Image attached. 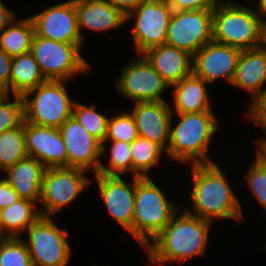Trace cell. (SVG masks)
Masks as SVG:
<instances>
[{
  "label": "cell",
  "mask_w": 266,
  "mask_h": 266,
  "mask_svg": "<svg viewBox=\"0 0 266 266\" xmlns=\"http://www.w3.org/2000/svg\"><path fill=\"white\" fill-rule=\"evenodd\" d=\"M45 167L36 159L27 157L4 171L5 180L20 198L40 201L42 179ZM7 177V178H6Z\"/></svg>",
  "instance_id": "23"
},
{
  "label": "cell",
  "mask_w": 266,
  "mask_h": 266,
  "mask_svg": "<svg viewBox=\"0 0 266 266\" xmlns=\"http://www.w3.org/2000/svg\"><path fill=\"white\" fill-rule=\"evenodd\" d=\"M133 158V177H150L149 171L159 165L162 155L166 152L156 143L138 136L131 143Z\"/></svg>",
  "instance_id": "29"
},
{
  "label": "cell",
  "mask_w": 266,
  "mask_h": 266,
  "mask_svg": "<svg viewBox=\"0 0 266 266\" xmlns=\"http://www.w3.org/2000/svg\"><path fill=\"white\" fill-rule=\"evenodd\" d=\"M111 147H107L106 143L101 144V155L108 158V151L110 159L108 166L100 164L97 174L104 176H124L131 173L133 177V158L131 155V143L123 141H109Z\"/></svg>",
  "instance_id": "28"
},
{
  "label": "cell",
  "mask_w": 266,
  "mask_h": 266,
  "mask_svg": "<svg viewBox=\"0 0 266 266\" xmlns=\"http://www.w3.org/2000/svg\"><path fill=\"white\" fill-rule=\"evenodd\" d=\"M176 114L180 120L174 126L172 114L166 154L183 165L215 162L208 154L211 139L220 128L214 111Z\"/></svg>",
  "instance_id": "3"
},
{
  "label": "cell",
  "mask_w": 266,
  "mask_h": 266,
  "mask_svg": "<svg viewBox=\"0 0 266 266\" xmlns=\"http://www.w3.org/2000/svg\"><path fill=\"white\" fill-rule=\"evenodd\" d=\"M189 167L192 187L188 200L194 213L188 208L185 211L212 223L216 219L242 221L245 216L241 201L222 167L216 162L192 164Z\"/></svg>",
  "instance_id": "1"
},
{
  "label": "cell",
  "mask_w": 266,
  "mask_h": 266,
  "mask_svg": "<svg viewBox=\"0 0 266 266\" xmlns=\"http://www.w3.org/2000/svg\"><path fill=\"white\" fill-rule=\"evenodd\" d=\"M37 206L36 202L21 198L2 209L3 238L21 237L20 234H24L42 216Z\"/></svg>",
  "instance_id": "25"
},
{
  "label": "cell",
  "mask_w": 266,
  "mask_h": 266,
  "mask_svg": "<svg viewBox=\"0 0 266 266\" xmlns=\"http://www.w3.org/2000/svg\"><path fill=\"white\" fill-rule=\"evenodd\" d=\"M12 57L0 48V87L10 94Z\"/></svg>",
  "instance_id": "37"
},
{
  "label": "cell",
  "mask_w": 266,
  "mask_h": 266,
  "mask_svg": "<svg viewBox=\"0 0 266 266\" xmlns=\"http://www.w3.org/2000/svg\"><path fill=\"white\" fill-rule=\"evenodd\" d=\"M35 28L30 16L14 19L0 32V48L14 57L30 52Z\"/></svg>",
  "instance_id": "26"
},
{
  "label": "cell",
  "mask_w": 266,
  "mask_h": 266,
  "mask_svg": "<svg viewBox=\"0 0 266 266\" xmlns=\"http://www.w3.org/2000/svg\"><path fill=\"white\" fill-rule=\"evenodd\" d=\"M89 173L80 168H46L43 174L39 210L43 217H52L76 200L90 187ZM44 208V209H43Z\"/></svg>",
  "instance_id": "8"
},
{
  "label": "cell",
  "mask_w": 266,
  "mask_h": 266,
  "mask_svg": "<svg viewBox=\"0 0 266 266\" xmlns=\"http://www.w3.org/2000/svg\"><path fill=\"white\" fill-rule=\"evenodd\" d=\"M72 116L101 144L105 141L110 116L97 112L93 104L86 106L77 101L74 103Z\"/></svg>",
  "instance_id": "30"
},
{
  "label": "cell",
  "mask_w": 266,
  "mask_h": 266,
  "mask_svg": "<svg viewBox=\"0 0 266 266\" xmlns=\"http://www.w3.org/2000/svg\"><path fill=\"white\" fill-rule=\"evenodd\" d=\"M172 14L166 0H143L127 15V23L135 21L130 28L137 55L165 44Z\"/></svg>",
  "instance_id": "10"
},
{
  "label": "cell",
  "mask_w": 266,
  "mask_h": 266,
  "mask_svg": "<svg viewBox=\"0 0 266 266\" xmlns=\"http://www.w3.org/2000/svg\"><path fill=\"white\" fill-rule=\"evenodd\" d=\"M255 155L256 158L254 157L253 162L248 164L249 169L243 177L246 180L247 190H250L249 192L260 204L266 215V161L257 153Z\"/></svg>",
  "instance_id": "33"
},
{
  "label": "cell",
  "mask_w": 266,
  "mask_h": 266,
  "mask_svg": "<svg viewBox=\"0 0 266 266\" xmlns=\"http://www.w3.org/2000/svg\"><path fill=\"white\" fill-rule=\"evenodd\" d=\"M107 212L124 230L133 236L134 200L136 177L127 182L123 176H104L94 174Z\"/></svg>",
  "instance_id": "13"
},
{
  "label": "cell",
  "mask_w": 266,
  "mask_h": 266,
  "mask_svg": "<svg viewBox=\"0 0 266 266\" xmlns=\"http://www.w3.org/2000/svg\"><path fill=\"white\" fill-rule=\"evenodd\" d=\"M17 16L16 11L7 7L3 0H0V32H2Z\"/></svg>",
  "instance_id": "39"
},
{
  "label": "cell",
  "mask_w": 266,
  "mask_h": 266,
  "mask_svg": "<svg viewBox=\"0 0 266 266\" xmlns=\"http://www.w3.org/2000/svg\"><path fill=\"white\" fill-rule=\"evenodd\" d=\"M136 122L129 110L111 115L108 121L107 136L103 143L108 141H123L132 143L137 137Z\"/></svg>",
  "instance_id": "32"
},
{
  "label": "cell",
  "mask_w": 266,
  "mask_h": 266,
  "mask_svg": "<svg viewBox=\"0 0 266 266\" xmlns=\"http://www.w3.org/2000/svg\"><path fill=\"white\" fill-rule=\"evenodd\" d=\"M0 266H33L22 236L0 238Z\"/></svg>",
  "instance_id": "31"
},
{
  "label": "cell",
  "mask_w": 266,
  "mask_h": 266,
  "mask_svg": "<svg viewBox=\"0 0 266 266\" xmlns=\"http://www.w3.org/2000/svg\"><path fill=\"white\" fill-rule=\"evenodd\" d=\"M222 0H166L173 11L214 9Z\"/></svg>",
  "instance_id": "36"
},
{
  "label": "cell",
  "mask_w": 266,
  "mask_h": 266,
  "mask_svg": "<svg viewBox=\"0 0 266 266\" xmlns=\"http://www.w3.org/2000/svg\"><path fill=\"white\" fill-rule=\"evenodd\" d=\"M262 21L255 9L233 0L221 1L213 9V41L240 50L258 48Z\"/></svg>",
  "instance_id": "5"
},
{
  "label": "cell",
  "mask_w": 266,
  "mask_h": 266,
  "mask_svg": "<svg viewBox=\"0 0 266 266\" xmlns=\"http://www.w3.org/2000/svg\"><path fill=\"white\" fill-rule=\"evenodd\" d=\"M30 17L37 36L69 44H83L74 0L56 3Z\"/></svg>",
  "instance_id": "14"
},
{
  "label": "cell",
  "mask_w": 266,
  "mask_h": 266,
  "mask_svg": "<svg viewBox=\"0 0 266 266\" xmlns=\"http://www.w3.org/2000/svg\"><path fill=\"white\" fill-rule=\"evenodd\" d=\"M0 238H3V226H2L1 209H0Z\"/></svg>",
  "instance_id": "44"
},
{
  "label": "cell",
  "mask_w": 266,
  "mask_h": 266,
  "mask_svg": "<svg viewBox=\"0 0 266 266\" xmlns=\"http://www.w3.org/2000/svg\"><path fill=\"white\" fill-rule=\"evenodd\" d=\"M207 86V82L193 73L170 86L173 98V106H170L172 113L214 111Z\"/></svg>",
  "instance_id": "22"
},
{
  "label": "cell",
  "mask_w": 266,
  "mask_h": 266,
  "mask_svg": "<svg viewBox=\"0 0 266 266\" xmlns=\"http://www.w3.org/2000/svg\"><path fill=\"white\" fill-rule=\"evenodd\" d=\"M67 151V167L97 174L101 164V143L72 116L60 127Z\"/></svg>",
  "instance_id": "16"
},
{
  "label": "cell",
  "mask_w": 266,
  "mask_h": 266,
  "mask_svg": "<svg viewBox=\"0 0 266 266\" xmlns=\"http://www.w3.org/2000/svg\"><path fill=\"white\" fill-rule=\"evenodd\" d=\"M5 95H7L6 91H5L2 87H0V100H1Z\"/></svg>",
  "instance_id": "45"
},
{
  "label": "cell",
  "mask_w": 266,
  "mask_h": 266,
  "mask_svg": "<svg viewBox=\"0 0 266 266\" xmlns=\"http://www.w3.org/2000/svg\"><path fill=\"white\" fill-rule=\"evenodd\" d=\"M46 81L31 52L12 57L10 95L23 96Z\"/></svg>",
  "instance_id": "24"
},
{
  "label": "cell",
  "mask_w": 266,
  "mask_h": 266,
  "mask_svg": "<svg viewBox=\"0 0 266 266\" xmlns=\"http://www.w3.org/2000/svg\"><path fill=\"white\" fill-rule=\"evenodd\" d=\"M143 55L169 86L192 74L193 56L184 50L162 44Z\"/></svg>",
  "instance_id": "21"
},
{
  "label": "cell",
  "mask_w": 266,
  "mask_h": 266,
  "mask_svg": "<svg viewBox=\"0 0 266 266\" xmlns=\"http://www.w3.org/2000/svg\"><path fill=\"white\" fill-rule=\"evenodd\" d=\"M164 191L151 177H136L133 238L141 245L142 250L178 212V206L169 200Z\"/></svg>",
  "instance_id": "4"
},
{
  "label": "cell",
  "mask_w": 266,
  "mask_h": 266,
  "mask_svg": "<svg viewBox=\"0 0 266 266\" xmlns=\"http://www.w3.org/2000/svg\"><path fill=\"white\" fill-rule=\"evenodd\" d=\"M66 80H47L22 96L24 121L59 128L72 117L75 100L67 92Z\"/></svg>",
  "instance_id": "6"
},
{
  "label": "cell",
  "mask_w": 266,
  "mask_h": 266,
  "mask_svg": "<svg viewBox=\"0 0 266 266\" xmlns=\"http://www.w3.org/2000/svg\"><path fill=\"white\" fill-rule=\"evenodd\" d=\"M213 40V9L173 11L165 44L194 56Z\"/></svg>",
  "instance_id": "11"
},
{
  "label": "cell",
  "mask_w": 266,
  "mask_h": 266,
  "mask_svg": "<svg viewBox=\"0 0 266 266\" xmlns=\"http://www.w3.org/2000/svg\"><path fill=\"white\" fill-rule=\"evenodd\" d=\"M126 16L132 12L143 0H108Z\"/></svg>",
  "instance_id": "40"
},
{
  "label": "cell",
  "mask_w": 266,
  "mask_h": 266,
  "mask_svg": "<svg viewBox=\"0 0 266 266\" xmlns=\"http://www.w3.org/2000/svg\"><path fill=\"white\" fill-rule=\"evenodd\" d=\"M260 47L266 50V20L262 21L261 25V45Z\"/></svg>",
  "instance_id": "43"
},
{
  "label": "cell",
  "mask_w": 266,
  "mask_h": 266,
  "mask_svg": "<svg viewBox=\"0 0 266 266\" xmlns=\"http://www.w3.org/2000/svg\"><path fill=\"white\" fill-rule=\"evenodd\" d=\"M244 116L248 121H251L259 127L266 123V85L257 100L247 107Z\"/></svg>",
  "instance_id": "35"
},
{
  "label": "cell",
  "mask_w": 266,
  "mask_h": 266,
  "mask_svg": "<svg viewBox=\"0 0 266 266\" xmlns=\"http://www.w3.org/2000/svg\"><path fill=\"white\" fill-rule=\"evenodd\" d=\"M214 223L191 215L185 210L173 216L170 223L144 249L147 266H168L206 256L209 230Z\"/></svg>",
  "instance_id": "2"
},
{
  "label": "cell",
  "mask_w": 266,
  "mask_h": 266,
  "mask_svg": "<svg viewBox=\"0 0 266 266\" xmlns=\"http://www.w3.org/2000/svg\"><path fill=\"white\" fill-rule=\"evenodd\" d=\"M266 84V50L261 47L242 50L231 83L251 95L248 107L262 94Z\"/></svg>",
  "instance_id": "20"
},
{
  "label": "cell",
  "mask_w": 266,
  "mask_h": 266,
  "mask_svg": "<svg viewBox=\"0 0 266 266\" xmlns=\"http://www.w3.org/2000/svg\"><path fill=\"white\" fill-rule=\"evenodd\" d=\"M19 195L17 192L9 185V183L3 178H0V209H4L9 205L17 202Z\"/></svg>",
  "instance_id": "38"
},
{
  "label": "cell",
  "mask_w": 266,
  "mask_h": 266,
  "mask_svg": "<svg viewBox=\"0 0 266 266\" xmlns=\"http://www.w3.org/2000/svg\"><path fill=\"white\" fill-rule=\"evenodd\" d=\"M81 46L83 44L54 41L35 34L30 52L47 80L70 81L92 66L82 56Z\"/></svg>",
  "instance_id": "7"
},
{
  "label": "cell",
  "mask_w": 266,
  "mask_h": 266,
  "mask_svg": "<svg viewBox=\"0 0 266 266\" xmlns=\"http://www.w3.org/2000/svg\"><path fill=\"white\" fill-rule=\"evenodd\" d=\"M122 67L115 79V89L132 102L167 101L162 96L169 84L153 68L143 54Z\"/></svg>",
  "instance_id": "12"
},
{
  "label": "cell",
  "mask_w": 266,
  "mask_h": 266,
  "mask_svg": "<svg viewBox=\"0 0 266 266\" xmlns=\"http://www.w3.org/2000/svg\"><path fill=\"white\" fill-rule=\"evenodd\" d=\"M77 25L82 41L85 35L82 29L90 32H109L123 28L127 24V16L108 0H74Z\"/></svg>",
  "instance_id": "19"
},
{
  "label": "cell",
  "mask_w": 266,
  "mask_h": 266,
  "mask_svg": "<svg viewBox=\"0 0 266 266\" xmlns=\"http://www.w3.org/2000/svg\"><path fill=\"white\" fill-rule=\"evenodd\" d=\"M257 6L256 12L261 16L262 20H266V0H256Z\"/></svg>",
  "instance_id": "42"
},
{
  "label": "cell",
  "mask_w": 266,
  "mask_h": 266,
  "mask_svg": "<svg viewBox=\"0 0 266 266\" xmlns=\"http://www.w3.org/2000/svg\"><path fill=\"white\" fill-rule=\"evenodd\" d=\"M28 157L25 137V121L0 134V172Z\"/></svg>",
  "instance_id": "27"
},
{
  "label": "cell",
  "mask_w": 266,
  "mask_h": 266,
  "mask_svg": "<svg viewBox=\"0 0 266 266\" xmlns=\"http://www.w3.org/2000/svg\"><path fill=\"white\" fill-rule=\"evenodd\" d=\"M10 98L13 99V101ZM23 122L24 105L22 96L5 95L0 100V134L21 125Z\"/></svg>",
  "instance_id": "34"
},
{
  "label": "cell",
  "mask_w": 266,
  "mask_h": 266,
  "mask_svg": "<svg viewBox=\"0 0 266 266\" xmlns=\"http://www.w3.org/2000/svg\"><path fill=\"white\" fill-rule=\"evenodd\" d=\"M241 52L212 40L193 56L192 73L208 84L223 78L231 85Z\"/></svg>",
  "instance_id": "15"
},
{
  "label": "cell",
  "mask_w": 266,
  "mask_h": 266,
  "mask_svg": "<svg viewBox=\"0 0 266 266\" xmlns=\"http://www.w3.org/2000/svg\"><path fill=\"white\" fill-rule=\"evenodd\" d=\"M25 137L29 157L45 168L67 167V151L59 128L25 121Z\"/></svg>",
  "instance_id": "17"
},
{
  "label": "cell",
  "mask_w": 266,
  "mask_h": 266,
  "mask_svg": "<svg viewBox=\"0 0 266 266\" xmlns=\"http://www.w3.org/2000/svg\"><path fill=\"white\" fill-rule=\"evenodd\" d=\"M131 114L133 115L138 134L156 143L165 152L169 147V132L172 110L166 101L135 102Z\"/></svg>",
  "instance_id": "18"
},
{
  "label": "cell",
  "mask_w": 266,
  "mask_h": 266,
  "mask_svg": "<svg viewBox=\"0 0 266 266\" xmlns=\"http://www.w3.org/2000/svg\"><path fill=\"white\" fill-rule=\"evenodd\" d=\"M263 134L266 135V130H263ZM256 144V152L263 160L266 161V138L264 137L263 139L259 137L257 138L255 143Z\"/></svg>",
  "instance_id": "41"
},
{
  "label": "cell",
  "mask_w": 266,
  "mask_h": 266,
  "mask_svg": "<svg viewBox=\"0 0 266 266\" xmlns=\"http://www.w3.org/2000/svg\"><path fill=\"white\" fill-rule=\"evenodd\" d=\"M52 217L41 216L26 231L24 240L33 266H67L72 249L68 243L69 232L59 228Z\"/></svg>",
  "instance_id": "9"
}]
</instances>
